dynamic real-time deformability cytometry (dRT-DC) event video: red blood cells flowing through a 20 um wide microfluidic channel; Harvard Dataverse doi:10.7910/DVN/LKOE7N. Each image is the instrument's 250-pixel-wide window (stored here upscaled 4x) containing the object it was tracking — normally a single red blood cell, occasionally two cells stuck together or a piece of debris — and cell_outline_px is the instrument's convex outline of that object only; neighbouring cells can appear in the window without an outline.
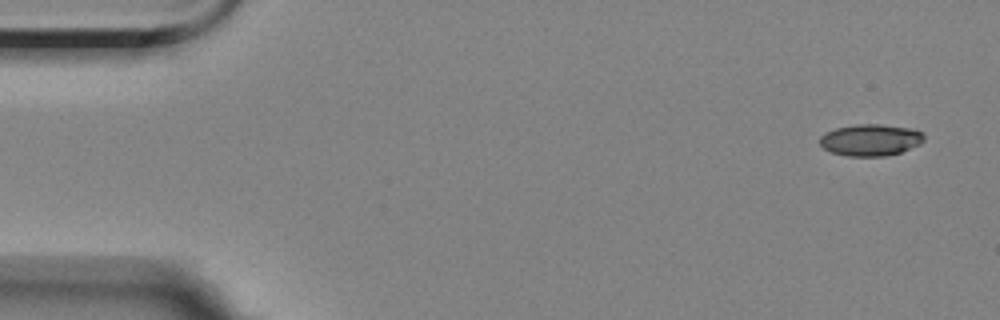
{"species": "Egyptian fruit bat (a non-hibernating species)", "species_latin": "Rousettus aegyptiacus", "temperature_condition": "room temperature", "stored_images_in_passage": 5, "camera_frame_rate_fps": 3000, "um_per_image_px": 0.085, "animal": {"sex": "female"}, "frame": {"image": 1, "passage_image": 1, "time_ms": 0.0, "image_size_px": [1000, 320], "cell_outline_px": [[924, 140], [920, 144], [900, 152], [884, 156], [848, 156], [832, 152], [824, 148], [820, 144], [820, 136], [824, 132], [836, 128], [856, 124], [880, 124], [916, 128], [924, 132]], "centroid_in_image_um": [74.02, 11.88], "position_along_channel_um": 11.0, "area_um2": 19.42}}
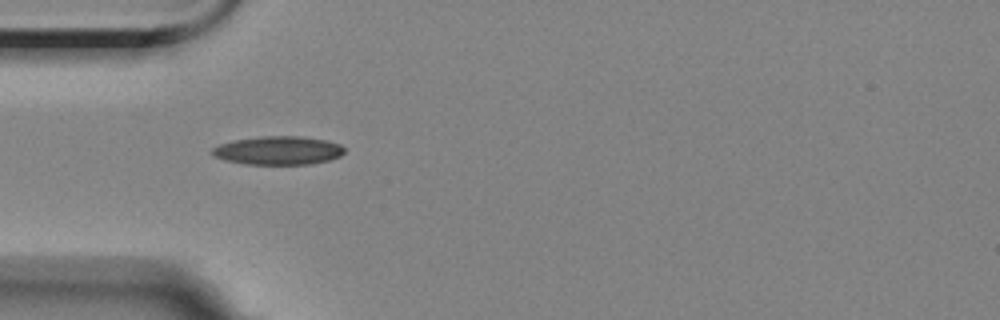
{"frame": {"image": 2, "passage_image": 5, "time_ms": 4.667, "image_size_px": [1000, 320], "cell_outline_px": [[344, 152], [340, 156], [328, 160], [308, 164], [244, 164], [224, 160], [212, 156], [212, 148], [220, 144], [236, 140], [260, 136], [300, 136], [324, 140], [340, 144], [344, 148]], "centroid_in_image_um": [23.62, 12.79], "position_along_channel_um": 61.4, "area_um2": 21.85}}